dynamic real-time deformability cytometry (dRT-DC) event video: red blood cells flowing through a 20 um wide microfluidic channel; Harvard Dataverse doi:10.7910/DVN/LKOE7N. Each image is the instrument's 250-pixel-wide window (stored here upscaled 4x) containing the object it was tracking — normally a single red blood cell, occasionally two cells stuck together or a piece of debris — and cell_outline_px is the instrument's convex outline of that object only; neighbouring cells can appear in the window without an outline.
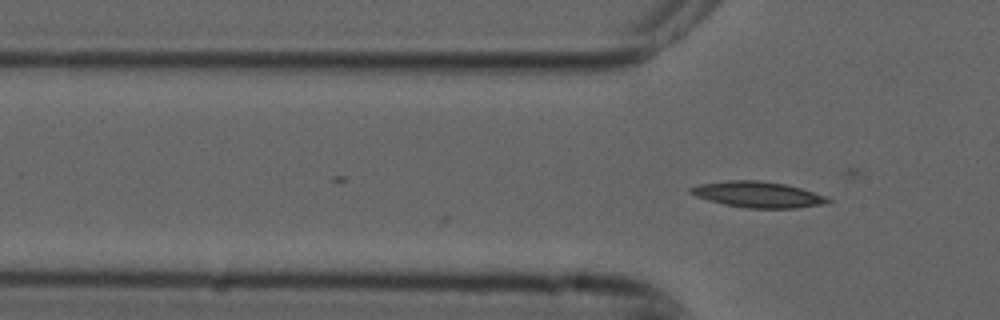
{"species": "common noctule bat (a hibernating species)", "species_latin": "Nyctalus noctula", "temperature_condition": "cold", "stored_images_in_passage": 2, "camera_frame_rate_fps": 3000, "um_per_image_px": 0.085, "animal": {"sex": "male", "forearm_length_mm": 52.5}, "frame": {"image": 1, "passage_image": 2, "time_ms": 0.333, "image_size_px": [1000, 320], "cell_outline_px": [[832, 200], [828, 204], [796, 208], [748, 208], [724, 204], [708, 200], [696, 196], [688, 192], [688, 188], [700, 184], [728, 180], [760, 180], [784, 184], [800, 188], [824, 196]], "centroid_in_image_um": [64.41, 16.54], "position_along_channel_um": 61.4, "area_um2": 20.69}}